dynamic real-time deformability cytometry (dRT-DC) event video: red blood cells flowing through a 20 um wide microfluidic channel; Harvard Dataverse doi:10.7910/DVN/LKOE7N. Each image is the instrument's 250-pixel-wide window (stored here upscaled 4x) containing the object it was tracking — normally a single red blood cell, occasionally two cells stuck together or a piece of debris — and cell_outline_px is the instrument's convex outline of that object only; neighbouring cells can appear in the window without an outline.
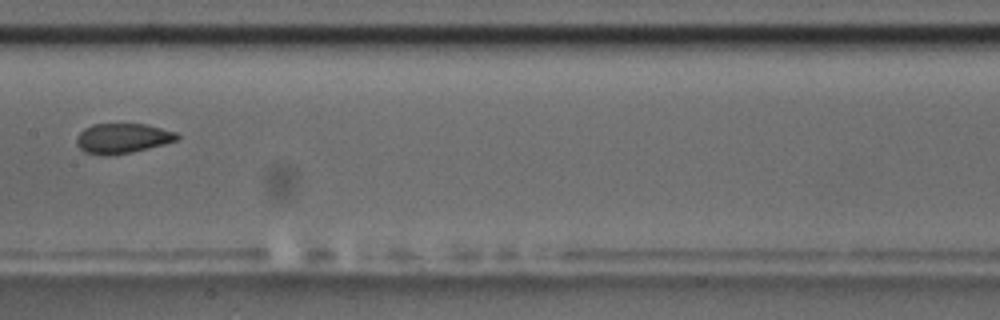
{"species": "common noctule bat (a hibernating species)", "species_latin": "Nyctalus noctula", "temperature_condition": "room temperature", "stored_images_in_passage": 8, "camera_frame_rate_fps": 3000, "um_per_image_px": 0.085, "animal": {"sex": "male", "body_mass_g": 17.5, "forearm_length_mm": 52.3}, "frame": {"image": 1, "passage_image": 8, "time_ms": 9.0, "image_size_px": [1000, 320], "cell_outline_px": [[180, 136], [176, 140], [164, 144], [132, 152], [112, 156], [100, 156], [84, 152], [76, 144], [76, 136], [84, 128], [92, 124], [148, 124], [176, 132]], "centroid_in_image_um": [10.38, 11.77], "position_along_channel_um": 197.0, "area_um2": 17.8}}